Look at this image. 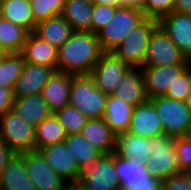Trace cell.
Here are the masks:
<instances>
[{
	"mask_svg": "<svg viewBox=\"0 0 191 190\" xmlns=\"http://www.w3.org/2000/svg\"><path fill=\"white\" fill-rule=\"evenodd\" d=\"M157 25V19L147 17L112 52L130 68H142L152 31Z\"/></svg>",
	"mask_w": 191,
	"mask_h": 190,
	"instance_id": "obj_3",
	"label": "cell"
},
{
	"mask_svg": "<svg viewBox=\"0 0 191 190\" xmlns=\"http://www.w3.org/2000/svg\"><path fill=\"white\" fill-rule=\"evenodd\" d=\"M122 190H161V181L149 173L144 178L128 179Z\"/></svg>",
	"mask_w": 191,
	"mask_h": 190,
	"instance_id": "obj_39",
	"label": "cell"
},
{
	"mask_svg": "<svg viewBox=\"0 0 191 190\" xmlns=\"http://www.w3.org/2000/svg\"><path fill=\"white\" fill-rule=\"evenodd\" d=\"M36 23L61 15L65 0H30Z\"/></svg>",
	"mask_w": 191,
	"mask_h": 190,
	"instance_id": "obj_34",
	"label": "cell"
},
{
	"mask_svg": "<svg viewBox=\"0 0 191 190\" xmlns=\"http://www.w3.org/2000/svg\"><path fill=\"white\" fill-rule=\"evenodd\" d=\"M186 103H187V106L190 108L191 110V93L190 95L188 96L187 100H186Z\"/></svg>",
	"mask_w": 191,
	"mask_h": 190,
	"instance_id": "obj_47",
	"label": "cell"
},
{
	"mask_svg": "<svg viewBox=\"0 0 191 190\" xmlns=\"http://www.w3.org/2000/svg\"><path fill=\"white\" fill-rule=\"evenodd\" d=\"M107 96L96 87L90 74L73 76L69 105L76 107L89 119L103 118Z\"/></svg>",
	"mask_w": 191,
	"mask_h": 190,
	"instance_id": "obj_2",
	"label": "cell"
},
{
	"mask_svg": "<svg viewBox=\"0 0 191 190\" xmlns=\"http://www.w3.org/2000/svg\"><path fill=\"white\" fill-rule=\"evenodd\" d=\"M28 31L0 17V49L4 53H21Z\"/></svg>",
	"mask_w": 191,
	"mask_h": 190,
	"instance_id": "obj_30",
	"label": "cell"
},
{
	"mask_svg": "<svg viewBox=\"0 0 191 190\" xmlns=\"http://www.w3.org/2000/svg\"><path fill=\"white\" fill-rule=\"evenodd\" d=\"M2 190H36L30 180L24 160V153L15 154L0 174Z\"/></svg>",
	"mask_w": 191,
	"mask_h": 190,
	"instance_id": "obj_21",
	"label": "cell"
},
{
	"mask_svg": "<svg viewBox=\"0 0 191 190\" xmlns=\"http://www.w3.org/2000/svg\"><path fill=\"white\" fill-rule=\"evenodd\" d=\"M64 190H89L79 181L67 182Z\"/></svg>",
	"mask_w": 191,
	"mask_h": 190,
	"instance_id": "obj_45",
	"label": "cell"
},
{
	"mask_svg": "<svg viewBox=\"0 0 191 190\" xmlns=\"http://www.w3.org/2000/svg\"><path fill=\"white\" fill-rule=\"evenodd\" d=\"M39 152L48 165L67 182L79 181L82 169L67 150L65 142L46 146Z\"/></svg>",
	"mask_w": 191,
	"mask_h": 190,
	"instance_id": "obj_13",
	"label": "cell"
},
{
	"mask_svg": "<svg viewBox=\"0 0 191 190\" xmlns=\"http://www.w3.org/2000/svg\"><path fill=\"white\" fill-rule=\"evenodd\" d=\"M0 138L15 154L35 151V127L12 110L0 117Z\"/></svg>",
	"mask_w": 191,
	"mask_h": 190,
	"instance_id": "obj_7",
	"label": "cell"
},
{
	"mask_svg": "<svg viewBox=\"0 0 191 190\" xmlns=\"http://www.w3.org/2000/svg\"><path fill=\"white\" fill-rule=\"evenodd\" d=\"M115 168L121 186L128 179L144 178L149 174L145 162L123 159L115 153Z\"/></svg>",
	"mask_w": 191,
	"mask_h": 190,
	"instance_id": "obj_32",
	"label": "cell"
},
{
	"mask_svg": "<svg viewBox=\"0 0 191 190\" xmlns=\"http://www.w3.org/2000/svg\"><path fill=\"white\" fill-rule=\"evenodd\" d=\"M93 3L85 0H65L61 15L73 31H91Z\"/></svg>",
	"mask_w": 191,
	"mask_h": 190,
	"instance_id": "obj_27",
	"label": "cell"
},
{
	"mask_svg": "<svg viewBox=\"0 0 191 190\" xmlns=\"http://www.w3.org/2000/svg\"><path fill=\"white\" fill-rule=\"evenodd\" d=\"M89 190H122L115 168V153L100 158L82 169L79 179Z\"/></svg>",
	"mask_w": 191,
	"mask_h": 190,
	"instance_id": "obj_9",
	"label": "cell"
},
{
	"mask_svg": "<svg viewBox=\"0 0 191 190\" xmlns=\"http://www.w3.org/2000/svg\"><path fill=\"white\" fill-rule=\"evenodd\" d=\"M159 115L164 134L171 137L189 136L191 131V110L185 101L157 96L149 99Z\"/></svg>",
	"mask_w": 191,
	"mask_h": 190,
	"instance_id": "obj_5",
	"label": "cell"
},
{
	"mask_svg": "<svg viewBox=\"0 0 191 190\" xmlns=\"http://www.w3.org/2000/svg\"><path fill=\"white\" fill-rule=\"evenodd\" d=\"M4 54H5L4 52L0 51V62H1L2 57H3Z\"/></svg>",
	"mask_w": 191,
	"mask_h": 190,
	"instance_id": "obj_48",
	"label": "cell"
},
{
	"mask_svg": "<svg viewBox=\"0 0 191 190\" xmlns=\"http://www.w3.org/2000/svg\"><path fill=\"white\" fill-rule=\"evenodd\" d=\"M25 64L21 53H5L0 62V86L14 88Z\"/></svg>",
	"mask_w": 191,
	"mask_h": 190,
	"instance_id": "obj_31",
	"label": "cell"
},
{
	"mask_svg": "<svg viewBox=\"0 0 191 190\" xmlns=\"http://www.w3.org/2000/svg\"><path fill=\"white\" fill-rule=\"evenodd\" d=\"M145 163L148 172L160 181L182 173L175 149V138L166 134L152 138L151 155Z\"/></svg>",
	"mask_w": 191,
	"mask_h": 190,
	"instance_id": "obj_6",
	"label": "cell"
},
{
	"mask_svg": "<svg viewBox=\"0 0 191 190\" xmlns=\"http://www.w3.org/2000/svg\"><path fill=\"white\" fill-rule=\"evenodd\" d=\"M113 95L132 106L146 102L148 97L141 68H130L118 81Z\"/></svg>",
	"mask_w": 191,
	"mask_h": 190,
	"instance_id": "obj_18",
	"label": "cell"
},
{
	"mask_svg": "<svg viewBox=\"0 0 191 190\" xmlns=\"http://www.w3.org/2000/svg\"><path fill=\"white\" fill-rule=\"evenodd\" d=\"M146 18L142 10L118 7L111 20L97 33L102 51L112 52Z\"/></svg>",
	"mask_w": 191,
	"mask_h": 190,
	"instance_id": "obj_4",
	"label": "cell"
},
{
	"mask_svg": "<svg viewBox=\"0 0 191 190\" xmlns=\"http://www.w3.org/2000/svg\"><path fill=\"white\" fill-rule=\"evenodd\" d=\"M71 25L62 15L37 23L34 33L59 49L72 35Z\"/></svg>",
	"mask_w": 191,
	"mask_h": 190,
	"instance_id": "obj_26",
	"label": "cell"
},
{
	"mask_svg": "<svg viewBox=\"0 0 191 190\" xmlns=\"http://www.w3.org/2000/svg\"><path fill=\"white\" fill-rule=\"evenodd\" d=\"M14 91L10 87L0 86V117L11 111L14 103Z\"/></svg>",
	"mask_w": 191,
	"mask_h": 190,
	"instance_id": "obj_41",
	"label": "cell"
},
{
	"mask_svg": "<svg viewBox=\"0 0 191 190\" xmlns=\"http://www.w3.org/2000/svg\"><path fill=\"white\" fill-rule=\"evenodd\" d=\"M11 110L33 127L52 114L41 94L15 97Z\"/></svg>",
	"mask_w": 191,
	"mask_h": 190,
	"instance_id": "obj_20",
	"label": "cell"
},
{
	"mask_svg": "<svg viewBox=\"0 0 191 190\" xmlns=\"http://www.w3.org/2000/svg\"><path fill=\"white\" fill-rule=\"evenodd\" d=\"M161 190H191V175L182 172L161 181Z\"/></svg>",
	"mask_w": 191,
	"mask_h": 190,
	"instance_id": "obj_40",
	"label": "cell"
},
{
	"mask_svg": "<svg viewBox=\"0 0 191 190\" xmlns=\"http://www.w3.org/2000/svg\"><path fill=\"white\" fill-rule=\"evenodd\" d=\"M0 17L25 28L28 32H34L37 25L30 0H2Z\"/></svg>",
	"mask_w": 191,
	"mask_h": 190,
	"instance_id": "obj_25",
	"label": "cell"
},
{
	"mask_svg": "<svg viewBox=\"0 0 191 190\" xmlns=\"http://www.w3.org/2000/svg\"><path fill=\"white\" fill-rule=\"evenodd\" d=\"M145 0H119V7L136 8L144 12Z\"/></svg>",
	"mask_w": 191,
	"mask_h": 190,
	"instance_id": "obj_44",
	"label": "cell"
},
{
	"mask_svg": "<svg viewBox=\"0 0 191 190\" xmlns=\"http://www.w3.org/2000/svg\"><path fill=\"white\" fill-rule=\"evenodd\" d=\"M173 11L180 14H191V0H175Z\"/></svg>",
	"mask_w": 191,
	"mask_h": 190,
	"instance_id": "obj_43",
	"label": "cell"
},
{
	"mask_svg": "<svg viewBox=\"0 0 191 190\" xmlns=\"http://www.w3.org/2000/svg\"><path fill=\"white\" fill-rule=\"evenodd\" d=\"M68 136L65 127L55 113L35 127V151L49 145L64 142Z\"/></svg>",
	"mask_w": 191,
	"mask_h": 190,
	"instance_id": "obj_28",
	"label": "cell"
},
{
	"mask_svg": "<svg viewBox=\"0 0 191 190\" xmlns=\"http://www.w3.org/2000/svg\"><path fill=\"white\" fill-rule=\"evenodd\" d=\"M21 54L27 63L57 68L58 49L34 32L28 33Z\"/></svg>",
	"mask_w": 191,
	"mask_h": 190,
	"instance_id": "obj_19",
	"label": "cell"
},
{
	"mask_svg": "<svg viewBox=\"0 0 191 190\" xmlns=\"http://www.w3.org/2000/svg\"><path fill=\"white\" fill-rule=\"evenodd\" d=\"M14 155L15 153L0 138V174Z\"/></svg>",
	"mask_w": 191,
	"mask_h": 190,
	"instance_id": "obj_42",
	"label": "cell"
},
{
	"mask_svg": "<svg viewBox=\"0 0 191 190\" xmlns=\"http://www.w3.org/2000/svg\"><path fill=\"white\" fill-rule=\"evenodd\" d=\"M28 176L36 190H64L67 181L57 174L39 151L24 153Z\"/></svg>",
	"mask_w": 191,
	"mask_h": 190,
	"instance_id": "obj_11",
	"label": "cell"
},
{
	"mask_svg": "<svg viewBox=\"0 0 191 190\" xmlns=\"http://www.w3.org/2000/svg\"><path fill=\"white\" fill-rule=\"evenodd\" d=\"M55 115L65 127L67 134L81 133L88 121V117L80 112L76 107L67 105L58 110Z\"/></svg>",
	"mask_w": 191,
	"mask_h": 190,
	"instance_id": "obj_33",
	"label": "cell"
},
{
	"mask_svg": "<svg viewBox=\"0 0 191 190\" xmlns=\"http://www.w3.org/2000/svg\"><path fill=\"white\" fill-rule=\"evenodd\" d=\"M102 53L97 34L74 31L58 49L56 71L74 75L90 74Z\"/></svg>",
	"mask_w": 191,
	"mask_h": 190,
	"instance_id": "obj_1",
	"label": "cell"
},
{
	"mask_svg": "<svg viewBox=\"0 0 191 190\" xmlns=\"http://www.w3.org/2000/svg\"><path fill=\"white\" fill-rule=\"evenodd\" d=\"M74 74L54 71L42 90V98L47 102L52 113L69 105L70 89Z\"/></svg>",
	"mask_w": 191,
	"mask_h": 190,
	"instance_id": "obj_17",
	"label": "cell"
},
{
	"mask_svg": "<svg viewBox=\"0 0 191 190\" xmlns=\"http://www.w3.org/2000/svg\"><path fill=\"white\" fill-rule=\"evenodd\" d=\"M130 69L113 52H103L90 75L96 87L104 94L113 95L118 81Z\"/></svg>",
	"mask_w": 191,
	"mask_h": 190,
	"instance_id": "obj_10",
	"label": "cell"
},
{
	"mask_svg": "<svg viewBox=\"0 0 191 190\" xmlns=\"http://www.w3.org/2000/svg\"><path fill=\"white\" fill-rule=\"evenodd\" d=\"M127 132L149 139L164 135L162 122L149 99L134 107Z\"/></svg>",
	"mask_w": 191,
	"mask_h": 190,
	"instance_id": "obj_14",
	"label": "cell"
},
{
	"mask_svg": "<svg viewBox=\"0 0 191 190\" xmlns=\"http://www.w3.org/2000/svg\"><path fill=\"white\" fill-rule=\"evenodd\" d=\"M189 67V64H174L168 66H143L141 71L145 80V90L148 99L164 96L169 86Z\"/></svg>",
	"mask_w": 191,
	"mask_h": 190,
	"instance_id": "obj_12",
	"label": "cell"
},
{
	"mask_svg": "<svg viewBox=\"0 0 191 190\" xmlns=\"http://www.w3.org/2000/svg\"><path fill=\"white\" fill-rule=\"evenodd\" d=\"M191 93L190 62L189 67L175 80L172 86H169L167 98L185 101Z\"/></svg>",
	"mask_w": 191,
	"mask_h": 190,
	"instance_id": "obj_35",
	"label": "cell"
},
{
	"mask_svg": "<svg viewBox=\"0 0 191 190\" xmlns=\"http://www.w3.org/2000/svg\"><path fill=\"white\" fill-rule=\"evenodd\" d=\"M85 1H88V2L94 3V0H85Z\"/></svg>",
	"mask_w": 191,
	"mask_h": 190,
	"instance_id": "obj_49",
	"label": "cell"
},
{
	"mask_svg": "<svg viewBox=\"0 0 191 190\" xmlns=\"http://www.w3.org/2000/svg\"><path fill=\"white\" fill-rule=\"evenodd\" d=\"M190 59L169 38L158 24L152 31L144 66L189 64Z\"/></svg>",
	"mask_w": 191,
	"mask_h": 190,
	"instance_id": "obj_8",
	"label": "cell"
},
{
	"mask_svg": "<svg viewBox=\"0 0 191 190\" xmlns=\"http://www.w3.org/2000/svg\"><path fill=\"white\" fill-rule=\"evenodd\" d=\"M175 0H145L144 14L148 18L159 20L173 11Z\"/></svg>",
	"mask_w": 191,
	"mask_h": 190,
	"instance_id": "obj_38",
	"label": "cell"
},
{
	"mask_svg": "<svg viewBox=\"0 0 191 190\" xmlns=\"http://www.w3.org/2000/svg\"><path fill=\"white\" fill-rule=\"evenodd\" d=\"M134 107L115 95L107 96L103 119L117 136L128 131Z\"/></svg>",
	"mask_w": 191,
	"mask_h": 190,
	"instance_id": "obj_22",
	"label": "cell"
},
{
	"mask_svg": "<svg viewBox=\"0 0 191 190\" xmlns=\"http://www.w3.org/2000/svg\"><path fill=\"white\" fill-rule=\"evenodd\" d=\"M117 6L93 3L91 32L97 34L113 17Z\"/></svg>",
	"mask_w": 191,
	"mask_h": 190,
	"instance_id": "obj_36",
	"label": "cell"
},
{
	"mask_svg": "<svg viewBox=\"0 0 191 190\" xmlns=\"http://www.w3.org/2000/svg\"><path fill=\"white\" fill-rule=\"evenodd\" d=\"M64 142L81 169L96 162L103 154L81 133L69 134Z\"/></svg>",
	"mask_w": 191,
	"mask_h": 190,
	"instance_id": "obj_29",
	"label": "cell"
},
{
	"mask_svg": "<svg viewBox=\"0 0 191 190\" xmlns=\"http://www.w3.org/2000/svg\"><path fill=\"white\" fill-rule=\"evenodd\" d=\"M175 149L182 172L191 170V136L175 137Z\"/></svg>",
	"mask_w": 191,
	"mask_h": 190,
	"instance_id": "obj_37",
	"label": "cell"
},
{
	"mask_svg": "<svg viewBox=\"0 0 191 190\" xmlns=\"http://www.w3.org/2000/svg\"><path fill=\"white\" fill-rule=\"evenodd\" d=\"M55 69L25 62L22 73L13 88L14 97L39 95Z\"/></svg>",
	"mask_w": 191,
	"mask_h": 190,
	"instance_id": "obj_15",
	"label": "cell"
},
{
	"mask_svg": "<svg viewBox=\"0 0 191 190\" xmlns=\"http://www.w3.org/2000/svg\"><path fill=\"white\" fill-rule=\"evenodd\" d=\"M94 3L119 7V0H94Z\"/></svg>",
	"mask_w": 191,
	"mask_h": 190,
	"instance_id": "obj_46",
	"label": "cell"
},
{
	"mask_svg": "<svg viewBox=\"0 0 191 190\" xmlns=\"http://www.w3.org/2000/svg\"><path fill=\"white\" fill-rule=\"evenodd\" d=\"M81 134L103 154L116 152L117 135L103 118L88 119Z\"/></svg>",
	"mask_w": 191,
	"mask_h": 190,
	"instance_id": "obj_23",
	"label": "cell"
},
{
	"mask_svg": "<svg viewBox=\"0 0 191 190\" xmlns=\"http://www.w3.org/2000/svg\"><path fill=\"white\" fill-rule=\"evenodd\" d=\"M152 139L129 132L117 136L116 154L123 159L146 162L151 155Z\"/></svg>",
	"mask_w": 191,
	"mask_h": 190,
	"instance_id": "obj_24",
	"label": "cell"
},
{
	"mask_svg": "<svg viewBox=\"0 0 191 190\" xmlns=\"http://www.w3.org/2000/svg\"><path fill=\"white\" fill-rule=\"evenodd\" d=\"M160 27L178 48L191 58V14H180L172 11L158 20Z\"/></svg>",
	"mask_w": 191,
	"mask_h": 190,
	"instance_id": "obj_16",
	"label": "cell"
}]
</instances>
